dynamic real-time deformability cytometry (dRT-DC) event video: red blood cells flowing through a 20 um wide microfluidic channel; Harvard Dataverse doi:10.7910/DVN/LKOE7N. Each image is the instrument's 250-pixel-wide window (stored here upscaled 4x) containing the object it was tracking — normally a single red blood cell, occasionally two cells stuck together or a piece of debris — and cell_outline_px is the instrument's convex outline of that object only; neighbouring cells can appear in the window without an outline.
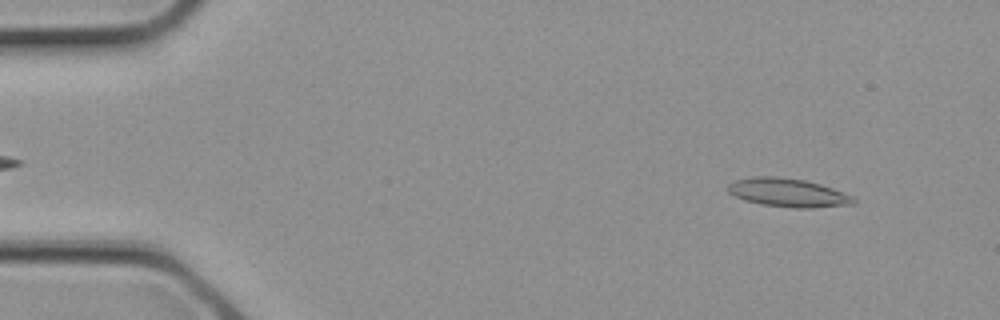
{"species": "common noctule bat (a hibernating species)", "species_latin": "Nyctalus noctula", "temperature_condition": "cold", "stored_images_in_passage": 3, "camera_frame_rate_fps": 3000, "um_per_image_px": 0.085, "animal": {"sex": "female", "body_mass_g": 21.9}, "frame": {"image": 1, "passage_image": 3, "time_ms": 0.667, "image_size_px": [1000, 320], "cell_outline_px": [[856, 204], [812, 208], [792, 208], [760, 204], [744, 200], [728, 192], [728, 184], [732, 180], [756, 176], [776, 176], [804, 180], [820, 184], [832, 188], [852, 196], [856, 200]], "centroid_in_image_um": [66.96, 16.38], "position_along_channel_um": 18.0, "area_um2": 20.98}}